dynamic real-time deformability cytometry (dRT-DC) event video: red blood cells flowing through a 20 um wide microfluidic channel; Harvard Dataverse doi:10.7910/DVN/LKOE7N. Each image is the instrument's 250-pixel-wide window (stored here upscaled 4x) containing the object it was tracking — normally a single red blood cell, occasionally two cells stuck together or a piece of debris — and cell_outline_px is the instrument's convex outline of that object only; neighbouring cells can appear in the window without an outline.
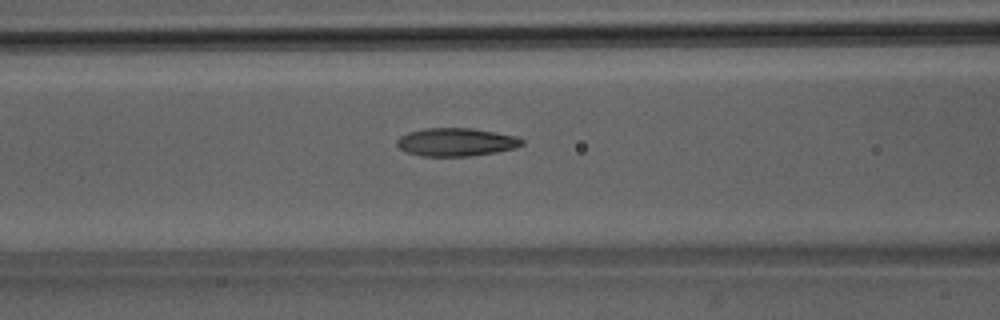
{"species": "Egyptian fruit bat (a non-hibernating species)", "species_latin": "Rousettus aegyptiacus", "temperature_condition": "room temperature", "stored_images_in_passage": 5, "camera_frame_rate_fps": 3000, "um_per_image_px": 0.085, "animal": {"sex": "male"}, "frame": {"image": 1, "passage_image": 5, "time_ms": 5.333, "image_size_px": [1000, 320], "cell_outline_px": [[524, 144], [516, 148], [496, 152], [468, 156], [420, 156], [404, 152], [396, 144], [396, 140], [400, 136], [408, 132], [424, 128], [472, 128], [496, 132], [516, 136], [524, 140]], "centroid_in_image_um": [38.76, 12.07], "position_along_channel_um": 127.8, "area_um2": 20.69}}